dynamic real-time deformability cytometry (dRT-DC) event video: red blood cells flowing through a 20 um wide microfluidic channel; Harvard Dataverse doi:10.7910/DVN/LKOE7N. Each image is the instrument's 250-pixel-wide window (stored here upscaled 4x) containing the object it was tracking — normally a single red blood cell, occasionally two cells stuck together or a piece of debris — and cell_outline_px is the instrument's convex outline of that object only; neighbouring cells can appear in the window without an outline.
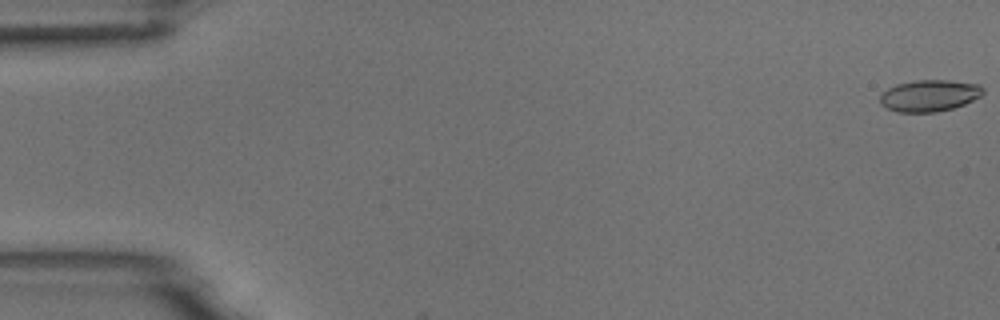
{"species": "common noctule bat (a hibernating species)", "species_latin": "Nyctalus noctula", "temperature_condition": "room temperature", "stored_images_in_passage": 4, "camera_frame_rate_fps": 3000, "um_per_image_px": 0.085, "animal": {"sex": "male", "body_mass_g": 18.8}, "frame": {"image": 1, "passage_image": 1, "time_ms": 0.0, "image_size_px": [1000, 320], "cell_outline_px": [[984, 92], [980, 96], [964, 104], [952, 108], [936, 112], [896, 112], [880, 104], [880, 96], [888, 88], [896, 84], [916, 80], [948, 80], [980, 84], [984, 88]], "centroid_in_image_um": [79.0, 8.12], "position_along_channel_um": 6.0, "area_um2": 18.96}}